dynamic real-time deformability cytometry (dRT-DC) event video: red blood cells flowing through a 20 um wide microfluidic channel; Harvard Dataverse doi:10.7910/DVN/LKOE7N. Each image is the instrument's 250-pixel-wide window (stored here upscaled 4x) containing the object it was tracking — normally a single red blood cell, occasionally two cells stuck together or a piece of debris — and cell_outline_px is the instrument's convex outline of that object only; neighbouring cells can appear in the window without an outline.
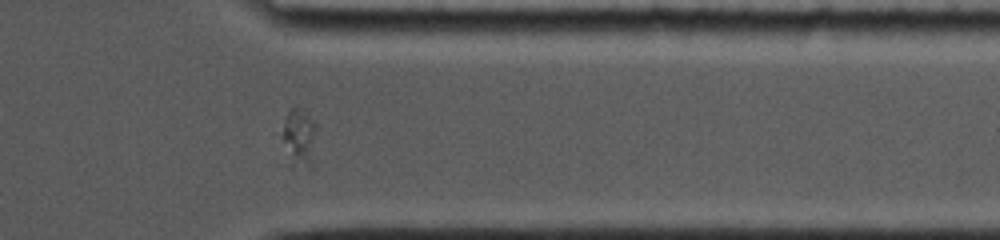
{"species": "common noctule bat (a hibernating species)", "species_latin": "Nyctalus noctula", "temperature_condition": "cold", "stored_images_in_passage": 42, "segment_of_instrument_passage": [2, 2], "camera_frame_rate_fps": 5000, "um_per_image_px": 0.085, "animal": {"sex": "female", "body_mass_g": 19.0, "forearm_length_mm": 53.3}, "frame": {"image": 1, "passage_image": 30, "time_ms": 8.6, "image_size_px": [1000, 240], "cell_outline_px": [[316, 124], [312, 168], [308, 168], [300, 164], [280, 136], [284, 116], [292, 108], [296, 108], [312, 120]], "centroid_in_image_um": [25.45, 11.58], "position_along_channel_um": 385.9, "area_um2": 10.4}}
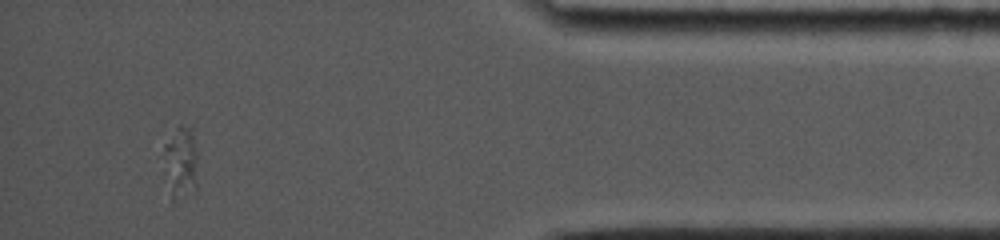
{"frame": {"image": 2, "passage_image": 35, "time_ms": 10.4, "image_size_px": [1000, 240], "cell_outline_px": [[196, 192], [176, 184], [164, 148], [164, 144], [176, 128], [180, 124], [192, 124], [196, 156]], "centroid_in_image_um": [15.52, 13.28], "position_along_channel_um": 419.7, "area_um2": 11.33}}